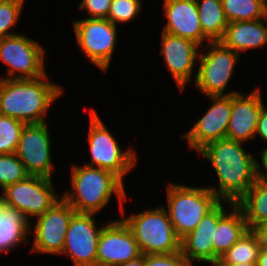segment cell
<instances>
[{"label": "cell", "mask_w": 267, "mask_h": 266, "mask_svg": "<svg viewBox=\"0 0 267 266\" xmlns=\"http://www.w3.org/2000/svg\"><path fill=\"white\" fill-rule=\"evenodd\" d=\"M245 143L228 138L207 144L197 153L211 163L219 186H207L220 201L237 203L256 181V157ZM218 187V188H217Z\"/></svg>", "instance_id": "6da1fadb"}, {"label": "cell", "mask_w": 267, "mask_h": 266, "mask_svg": "<svg viewBox=\"0 0 267 266\" xmlns=\"http://www.w3.org/2000/svg\"><path fill=\"white\" fill-rule=\"evenodd\" d=\"M48 73L34 79H0V115L25 124L47 122L53 103L65 92Z\"/></svg>", "instance_id": "7a4b0ae2"}, {"label": "cell", "mask_w": 267, "mask_h": 266, "mask_svg": "<svg viewBox=\"0 0 267 266\" xmlns=\"http://www.w3.org/2000/svg\"><path fill=\"white\" fill-rule=\"evenodd\" d=\"M70 168V190H65L61 197L76 213L97 215L111 203L114 196L121 212L128 196L125 182L117 175L108 170L74 162Z\"/></svg>", "instance_id": "3957f363"}, {"label": "cell", "mask_w": 267, "mask_h": 266, "mask_svg": "<svg viewBox=\"0 0 267 266\" xmlns=\"http://www.w3.org/2000/svg\"><path fill=\"white\" fill-rule=\"evenodd\" d=\"M162 205L142 209L137 213L125 214V204L120 212L121 219L132 231L142 254H169L180 251V239L175 234L167 210ZM126 215V216H125Z\"/></svg>", "instance_id": "277c9868"}, {"label": "cell", "mask_w": 267, "mask_h": 266, "mask_svg": "<svg viewBox=\"0 0 267 266\" xmlns=\"http://www.w3.org/2000/svg\"><path fill=\"white\" fill-rule=\"evenodd\" d=\"M89 130L87 136V148L90 161L84 163L87 166L108 170L117 175L123 182L127 174L137 166L139 157L133 147L122 148L114 133L104 124L94 108L89 110Z\"/></svg>", "instance_id": "5b68a950"}, {"label": "cell", "mask_w": 267, "mask_h": 266, "mask_svg": "<svg viewBox=\"0 0 267 266\" xmlns=\"http://www.w3.org/2000/svg\"><path fill=\"white\" fill-rule=\"evenodd\" d=\"M166 202L175 234L181 240L192 232L220 200L206 186H192L172 181L166 185Z\"/></svg>", "instance_id": "8992f818"}, {"label": "cell", "mask_w": 267, "mask_h": 266, "mask_svg": "<svg viewBox=\"0 0 267 266\" xmlns=\"http://www.w3.org/2000/svg\"><path fill=\"white\" fill-rule=\"evenodd\" d=\"M201 48L197 76L193 83L197 91L206 97L239 93V90L227 91L226 88L236 73L235 68L241 60L240 54L226 48L220 41L209 42Z\"/></svg>", "instance_id": "52a82bcc"}, {"label": "cell", "mask_w": 267, "mask_h": 266, "mask_svg": "<svg viewBox=\"0 0 267 266\" xmlns=\"http://www.w3.org/2000/svg\"><path fill=\"white\" fill-rule=\"evenodd\" d=\"M71 24L82 55L106 74L115 55L119 26L101 18H75Z\"/></svg>", "instance_id": "ba28073f"}, {"label": "cell", "mask_w": 267, "mask_h": 266, "mask_svg": "<svg viewBox=\"0 0 267 266\" xmlns=\"http://www.w3.org/2000/svg\"><path fill=\"white\" fill-rule=\"evenodd\" d=\"M46 50L36 39L25 33L0 40V61L6 65V75L0 79H34L47 74Z\"/></svg>", "instance_id": "9c48e42d"}, {"label": "cell", "mask_w": 267, "mask_h": 266, "mask_svg": "<svg viewBox=\"0 0 267 266\" xmlns=\"http://www.w3.org/2000/svg\"><path fill=\"white\" fill-rule=\"evenodd\" d=\"M0 197L8 207L21 212L30 223L49 210L61 195L55 190L52 179L30 175L7 186L0 192Z\"/></svg>", "instance_id": "30bf717a"}, {"label": "cell", "mask_w": 267, "mask_h": 266, "mask_svg": "<svg viewBox=\"0 0 267 266\" xmlns=\"http://www.w3.org/2000/svg\"><path fill=\"white\" fill-rule=\"evenodd\" d=\"M75 213V209L61 197L43 215L35 218L36 222L31 221V253L59 256L63 250L70 220Z\"/></svg>", "instance_id": "8fae6325"}, {"label": "cell", "mask_w": 267, "mask_h": 266, "mask_svg": "<svg viewBox=\"0 0 267 266\" xmlns=\"http://www.w3.org/2000/svg\"><path fill=\"white\" fill-rule=\"evenodd\" d=\"M49 124H26L22 130L16 155L31 176L53 179L52 136Z\"/></svg>", "instance_id": "7c38bea8"}, {"label": "cell", "mask_w": 267, "mask_h": 266, "mask_svg": "<svg viewBox=\"0 0 267 266\" xmlns=\"http://www.w3.org/2000/svg\"><path fill=\"white\" fill-rule=\"evenodd\" d=\"M95 216L75 213L70 220L59 256L66 255L73 266H96L98 238L105 223L97 225Z\"/></svg>", "instance_id": "4fadbf2b"}, {"label": "cell", "mask_w": 267, "mask_h": 266, "mask_svg": "<svg viewBox=\"0 0 267 266\" xmlns=\"http://www.w3.org/2000/svg\"><path fill=\"white\" fill-rule=\"evenodd\" d=\"M212 104L205 113L198 118L192 127L184 134L180 140L187 142L189 150L196 151L207 144L226 138L232 109V95L229 96H209Z\"/></svg>", "instance_id": "5bb4252c"}, {"label": "cell", "mask_w": 267, "mask_h": 266, "mask_svg": "<svg viewBox=\"0 0 267 266\" xmlns=\"http://www.w3.org/2000/svg\"><path fill=\"white\" fill-rule=\"evenodd\" d=\"M160 37V48H162L159 53L163 57L164 65L169 70L178 89L181 92L185 91L186 86L192 82V78L194 79L192 83L195 82L201 46L190 39L164 31L161 32Z\"/></svg>", "instance_id": "9a60e30c"}, {"label": "cell", "mask_w": 267, "mask_h": 266, "mask_svg": "<svg viewBox=\"0 0 267 266\" xmlns=\"http://www.w3.org/2000/svg\"><path fill=\"white\" fill-rule=\"evenodd\" d=\"M141 255L132 231L121 217L108 220L98 238L96 266H119Z\"/></svg>", "instance_id": "2e32d148"}, {"label": "cell", "mask_w": 267, "mask_h": 266, "mask_svg": "<svg viewBox=\"0 0 267 266\" xmlns=\"http://www.w3.org/2000/svg\"><path fill=\"white\" fill-rule=\"evenodd\" d=\"M225 203L227 201H219L201 219L197 227L180 240V251L193 266L196 262H205L214 266L212 239L219 220L229 211Z\"/></svg>", "instance_id": "e0dca14e"}, {"label": "cell", "mask_w": 267, "mask_h": 266, "mask_svg": "<svg viewBox=\"0 0 267 266\" xmlns=\"http://www.w3.org/2000/svg\"><path fill=\"white\" fill-rule=\"evenodd\" d=\"M261 92L258 86L255 89L253 87L246 95L242 91L232 95V109L226 138L246 145L252 139L254 140L259 114L265 105Z\"/></svg>", "instance_id": "ac0fdd59"}, {"label": "cell", "mask_w": 267, "mask_h": 266, "mask_svg": "<svg viewBox=\"0 0 267 266\" xmlns=\"http://www.w3.org/2000/svg\"><path fill=\"white\" fill-rule=\"evenodd\" d=\"M166 33L190 39L201 47L211 42L202 31L196 0H162Z\"/></svg>", "instance_id": "d6986e66"}, {"label": "cell", "mask_w": 267, "mask_h": 266, "mask_svg": "<svg viewBox=\"0 0 267 266\" xmlns=\"http://www.w3.org/2000/svg\"><path fill=\"white\" fill-rule=\"evenodd\" d=\"M220 42L238 54L267 46V17L228 23Z\"/></svg>", "instance_id": "ffe728a7"}, {"label": "cell", "mask_w": 267, "mask_h": 266, "mask_svg": "<svg viewBox=\"0 0 267 266\" xmlns=\"http://www.w3.org/2000/svg\"><path fill=\"white\" fill-rule=\"evenodd\" d=\"M226 204L229 211L219 220L212 239L214 266L218 263L219 258L249 230L242 209L230 201H227Z\"/></svg>", "instance_id": "44dd1931"}, {"label": "cell", "mask_w": 267, "mask_h": 266, "mask_svg": "<svg viewBox=\"0 0 267 266\" xmlns=\"http://www.w3.org/2000/svg\"><path fill=\"white\" fill-rule=\"evenodd\" d=\"M29 226L25 216L8 207L0 197V254L11 253L18 246L29 244Z\"/></svg>", "instance_id": "7402d4cb"}, {"label": "cell", "mask_w": 267, "mask_h": 266, "mask_svg": "<svg viewBox=\"0 0 267 266\" xmlns=\"http://www.w3.org/2000/svg\"><path fill=\"white\" fill-rule=\"evenodd\" d=\"M198 15L203 34L211 41H220L228 21L221 0H196Z\"/></svg>", "instance_id": "603a6c76"}, {"label": "cell", "mask_w": 267, "mask_h": 266, "mask_svg": "<svg viewBox=\"0 0 267 266\" xmlns=\"http://www.w3.org/2000/svg\"><path fill=\"white\" fill-rule=\"evenodd\" d=\"M236 204L242 209L249 230L267 223V183L256 180Z\"/></svg>", "instance_id": "cb8c5ba5"}, {"label": "cell", "mask_w": 267, "mask_h": 266, "mask_svg": "<svg viewBox=\"0 0 267 266\" xmlns=\"http://www.w3.org/2000/svg\"><path fill=\"white\" fill-rule=\"evenodd\" d=\"M260 246L256 236L248 230L220 258L215 266H227L240 263L257 262Z\"/></svg>", "instance_id": "d4e9b609"}, {"label": "cell", "mask_w": 267, "mask_h": 266, "mask_svg": "<svg viewBox=\"0 0 267 266\" xmlns=\"http://www.w3.org/2000/svg\"><path fill=\"white\" fill-rule=\"evenodd\" d=\"M221 3L228 23L267 17L264 0H221Z\"/></svg>", "instance_id": "484cf974"}, {"label": "cell", "mask_w": 267, "mask_h": 266, "mask_svg": "<svg viewBox=\"0 0 267 266\" xmlns=\"http://www.w3.org/2000/svg\"><path fill=\"white\" fill-rule=\"evenodd\" d=\"M30 176L15 153L0 154V190Z\"/></svg>", "instance_id": "4316f807"}, {"label": "cell", "mask_w": 267, "mask_h": 266, "mask_svg": "<svg viewBox=\"0 0 267 266\" xmlns=\"http://www.w3.org/2000/svg\"><path fill=\"white\" fill-rule=\"evenodd\" d=\"M25 125L15 118L0 115V154L16 153Z\"/></svg>", "instance_id": "83f0119b"}, {"label": "cell", "mask_w": 267, "mask_h": 266, "mask_svg": "<svg viewBox=\"0 0 267 266\" xmlns=\"http://www.w3.org/2000/svg\"><path fill=\"white\" fill-rule=\"evenodd\" d=\"M26 0H7L0 6V40L13 36L17 33L15 26L18 25Z\"/></svg>", "instance_id": "f1b7e54d"}, {"label": "cell", "mask_w": 267, "mask_h": 266, "mask_svg": "<svg viewBox=\"0 0 267 266\" xmlns=\"http://www.w3.org/2000/svg\"><path fill=\"white\" fill-rule=\"evenodd\" d=\"M142 2L143 0H112L107 19L116 26L129 24L142 14Z\"/></svg>", "instance_id": "f546056e"}, {"label": "cell", "mask_w": 267, "mask_h": 266, "mask_svg": "<svg viewBox=\"0 0 267 266\" xmlns=\"http://www.w3.org/2000/svg\"><path fill=\"white\" fill-rule=\"evenodd\" d=\"M145 266H193L181 253L147 254Z\"/></svg>", "instance_id": "4dcf8cb0"}, {"label": "cell", "mask_w": 267, "mask_h": 266, "mask_svg": "<svg viewBox=\"0 0 267 266\" xmlns=\"http://www.w3.org/2000/svg\"><path fill=\"white\" fill-rule=\"evenodd\" d=\"M78 10L85 11V18L107 19L112 0H80Z\"/></svg>", "instance_id": "1f68e13d"}, {"label": "cell", "mask_w": 267, "mask_h": 266, "mask_svg": "<svg viewBox=\"0 0 267 266\" xmlns=\"http://www.w3.org/2000/svg\"><path fill=\"white\" fill-rule=\"evenodd\" d=\"M260 158H256L255 161V168H256V180L267 183V147H262V149H259ZM261 160V161H260Z\"/></svg>", "instance_id": "d6a6232c"}, {"label": "cell", "mask_w": 267, "mask_h": 266, "mask_svg": "<svg viewBox=\"0 0 267 266\" xmlns=\"http://www.w3.org/2000/svg\"><path fill=\"white\" fill-rule=\"evenodd\" d=\"M260 139V142L263 141L267 144V106L264 105L262 107V110L259 114L258 122H257V128L255 133V139ZM264 145L267 147V145Z\"/></svg>", "instance_id": "836d02e7"}, {"label": "cell", "mask_w": 267, "mask_h": 266, "mask_svg": "<svg viewBox=\"0 0 267 266\" xmlns=\"http://www.w3.org/2000/svg\"><path fill=\"white\" fill-rule=\"evenodd\" d=\"M250 230L256 236L260 250H267V223L253 226Z\"/></svg>", "instance_id": "e575fe53"}, {"label": "cell", "mask_w": 267, "mask_h": 266, "mask_svg": "<svg viewBox=\"0 0 267 266\" xmlns=\"http://www.w3.org/2000/svg\"><path fill=\"white\" fill-rule=\"evenodd\" d=\"M119 266H145V255L142 254L138 258L128 261L125 264Z\"/></svg>", "instance_id": "d590c367"}, {"label": "cell", "mask_w": 267, "mask_h": 266, "mask_svg": "<svg viewBox=\"0 0 267 266\" xmlns=\"http://www.w3.org/2000/svg\"><path fill=\"white\" fill-rule=\"evenodd\" d=\"M256 263L257 266H267V250H260Z\"/></svg>", "instance_id": "8d00e7d4"}, {"label": "cell", "mask_w": 267, "mask_h": 266, "mask_svg": "<svg viewBox=\"0 0 267 266\" xmlns=\"http://www.w3.org/2000/svg\"><path fill=\"white\" fill-rule=\"evenodd\" d=\"M227 266H257V263L250 262V263H240V264H233V265H227Z\"/></svg>", "instance_id": "74e56055"}, {"label": "cell", "mask_w": 267, "mask_h": 266, "mask_svg": "<svg viewBox=\"0 0 267 266\" xmlns=\"http://www.w3.org/2000/svg\"><path fill=\"white\" fill-rule=\"evenodd\" d=\"M7 0H0V6Z\"/></svg>", "instance_id": "f35d334b"}]
</instances>
